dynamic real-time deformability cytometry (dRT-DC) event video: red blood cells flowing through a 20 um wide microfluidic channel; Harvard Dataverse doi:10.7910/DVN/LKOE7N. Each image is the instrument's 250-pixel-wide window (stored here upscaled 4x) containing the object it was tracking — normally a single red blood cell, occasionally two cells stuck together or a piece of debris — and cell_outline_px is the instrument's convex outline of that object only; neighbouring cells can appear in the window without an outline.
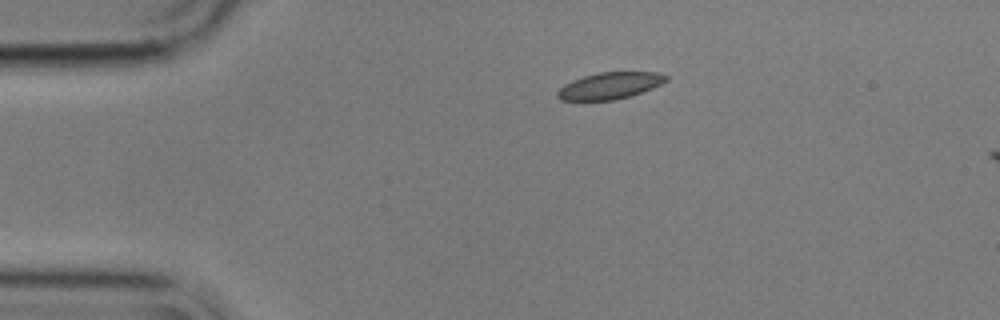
{"species": "common noctule bat (a hibernating species)", "species_latin": "Nyctalus noctula", "temperature_condition": "cold", "stored_images_in_passage": 2, "camera_frame_rate_fps": 3000, "um_per_image_px": 0.085, "animal": {"sex": "male", "body_mass_g": 17.9}, "frame": {"image": 1, "passage_image": 1, "time_ms": 0.0, "image_size_px": [1000, 320], "cell_outline_px": [[668, 80], [652, 88], [616, 100], [560, 100], [556, 96], [556, 92], [564, 84], [572, 80], [584, 76], [600, 72], [660, 72], [668, 76]], "centroid_in_image_um": [51.82, 7.28], "position_along_channel_um": 33.2, "area_um2": 16.82}}